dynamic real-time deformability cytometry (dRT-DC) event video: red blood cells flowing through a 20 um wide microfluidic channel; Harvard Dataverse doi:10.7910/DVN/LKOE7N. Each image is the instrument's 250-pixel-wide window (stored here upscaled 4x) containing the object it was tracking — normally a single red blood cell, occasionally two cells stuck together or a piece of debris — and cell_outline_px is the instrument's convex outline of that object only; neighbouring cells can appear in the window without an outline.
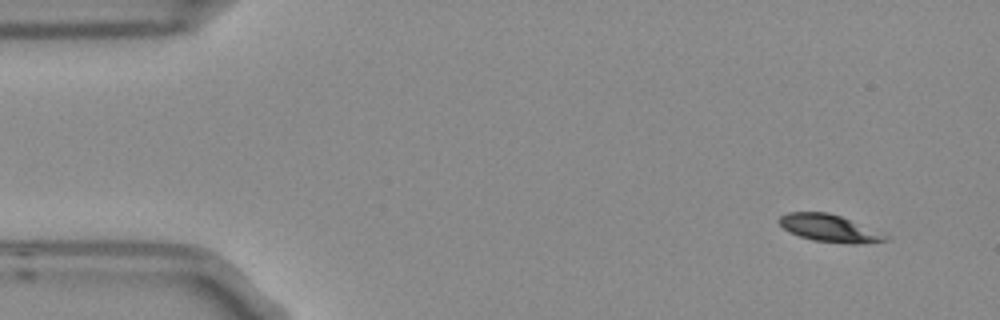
{"species": "Egyptian fruit bat (a non-hibernating species)", "species_latin": "Rousettus aegyptiacus", "temperature_condition": "room temperature", "stored_images_in_passage": 5, "camera_frame_rate_fps": 3000, "um_per_image_px": 0.085, "frame": {"image": 1, "passage_image": 1, "time_ms": 0.0, "image_size_px": [1000, 320], "cell_outline_px": [[892, 236], [888, 240], [856, 244], [852, 244], [812, 240], [800, 236], [784, 228], [776, 220], [780, 216], [788, 212], [828, 212], [840, 216]], "centroid_in_image_um": [70.52, 19.4], "position_along_channel_um": 14.5, "area_um2": 16.82}}
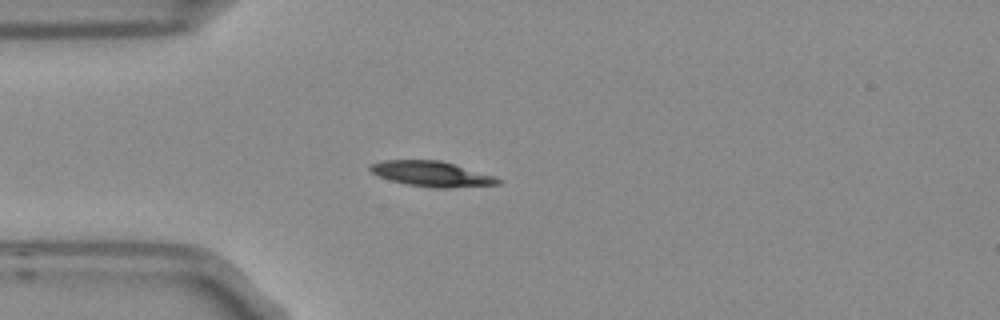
{"frame": {"image": 2, "passage_image": 4, "time_ms": 1.0, "image_size_px": [1000, 320], "cell_outline_px": [[504, 180], [500, 184], [448, 188], [436, 188], [408, 184], [392, 180], [380, 176], [372, 172], [368, 168], [372, 164], [384, 160], [440, 160], [496, 176]], "centroid_in_image_um": [36.76, 14.78], "position_along_channel_um": 48.2, "area_um2": 18.67}}